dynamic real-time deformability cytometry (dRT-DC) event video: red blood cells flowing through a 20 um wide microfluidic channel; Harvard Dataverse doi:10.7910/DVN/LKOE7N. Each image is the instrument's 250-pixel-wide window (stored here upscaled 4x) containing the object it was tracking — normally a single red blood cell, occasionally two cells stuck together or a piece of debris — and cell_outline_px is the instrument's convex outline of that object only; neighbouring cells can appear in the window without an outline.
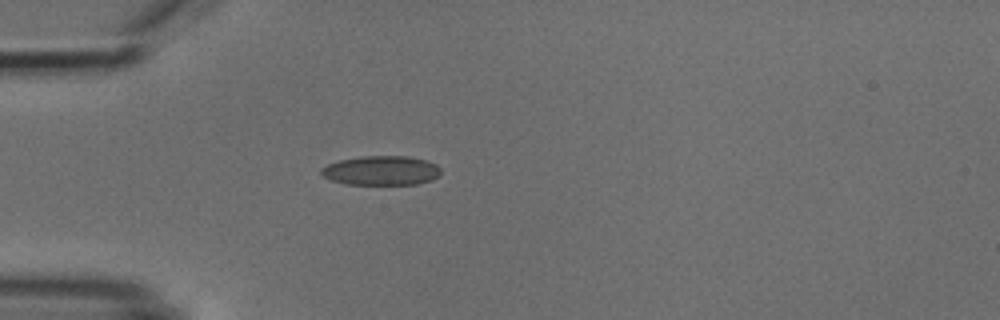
{"species": "common noctule bat (a hibernating species)", "species_latin": "Nyctalus noctula", "temperature_condition": "cold", "stored_images_in_passage": 1, "camera_frame_rate_fps": 3000, "um_per_image_px": 0.085, "animal": {"sex": "male", "body_mass_g": 18.8}, "frame": {"image": 1, "passage_image": 1, "time_ms": 0.0, "image_size_px": [1000, 320], "cell_outline_px": [[440, 176], [432, 180], [416, 184], [344, 184], [332, 180], [324, 176], [320, 172], [320, 168], [328, 164], [340, 160], [360, 156], [408, 156], [424, 160], [436, 164], [440, 168]], "centroid_in_image_um": [32.41, 14.49], "position_along_channel_um": 52.6, "area_um2": 20.46}}